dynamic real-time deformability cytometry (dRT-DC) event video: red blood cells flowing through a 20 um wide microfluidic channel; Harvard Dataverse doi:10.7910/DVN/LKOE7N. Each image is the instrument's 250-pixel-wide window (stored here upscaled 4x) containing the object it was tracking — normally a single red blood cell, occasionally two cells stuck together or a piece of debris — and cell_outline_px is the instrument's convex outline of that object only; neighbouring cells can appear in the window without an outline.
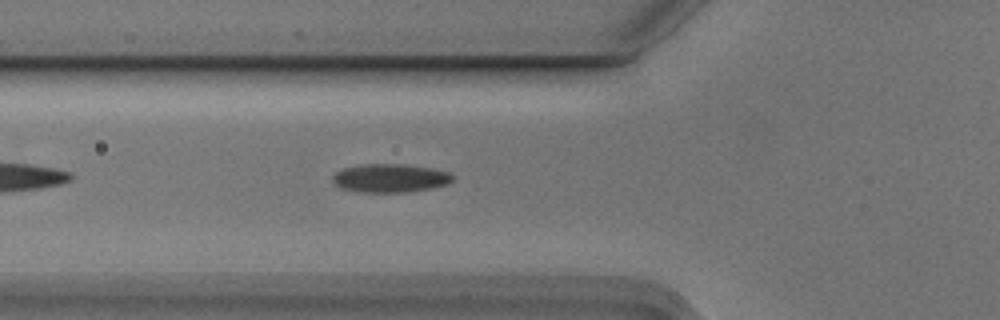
{"species": "Egyptian fruit bat (a non-hibernating species)", "species_latin": "Rousettus aegyptiacus", "temperature_condition": "cold", "stored_images_in_passage": 5, "camera_frame_rate_fps": 3000, "um_per_image_px": 0.085, "animal": {"sex": "male"}, "frame": {"image": 1, "passage_image": 5, "time_ms": 1.333, "image_size_px": [1000, 320], "cell_outline_px": [[456, 176], [448, 184], [432, 188], [408, 192], [360, 192], [340, 188], [332, 184], [332, 176], [336, 172], [344, 168], [364, 164], [404, 164], [432, 168], [448, 172]], "centroid_in_image_um": [33.16, 15.14], "position_along_channel_um": 92.6, "area_um2": 20.11}}